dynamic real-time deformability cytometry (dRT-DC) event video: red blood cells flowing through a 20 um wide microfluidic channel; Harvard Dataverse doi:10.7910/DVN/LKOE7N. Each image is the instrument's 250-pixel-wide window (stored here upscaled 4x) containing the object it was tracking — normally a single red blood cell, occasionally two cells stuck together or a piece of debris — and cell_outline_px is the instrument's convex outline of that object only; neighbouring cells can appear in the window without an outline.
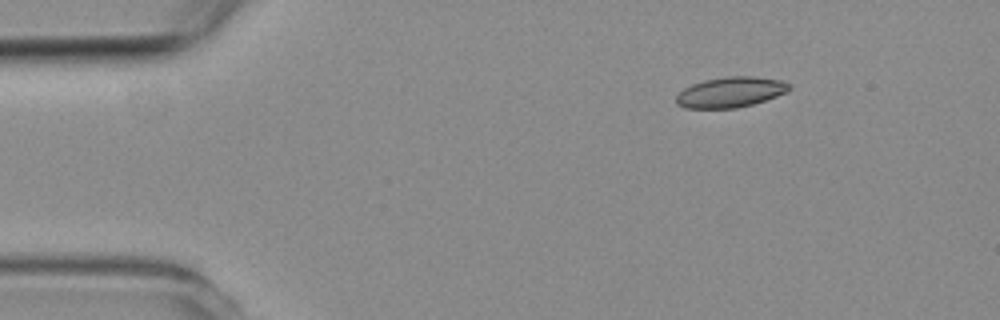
{"species": "common noctule bat (a hibernating species)", "species_latin": "Nyctalus noctula", "temperature_condition": "room temperature", "stored_images_in_passage": 5, "segment_of_instrument_passage": [2, 2], "camera_frame_rate_fps": 3000, "um_per_image_px": 0.085, "animal": {"sex": "female", "body_mass_g": 19.3, "forearm_length_mm": 54.1}, "frame": {"image": 1, "passage_image": 5, "time_ms": 6.0, "image_size_px": [1000, 320], "cell_outline_px": [[792, 88], [788, 92], [752, 104], [736, 108], [684, 108], [676, 104], [676, 96], [684, 88], [692, 84], [704, 80], [728, 76], [752, 76], [784, 80]], "centroid_in_image_um": [62.1, 7.83], "position_along_channel_um": 22.9, "area_um2": 20.06}}